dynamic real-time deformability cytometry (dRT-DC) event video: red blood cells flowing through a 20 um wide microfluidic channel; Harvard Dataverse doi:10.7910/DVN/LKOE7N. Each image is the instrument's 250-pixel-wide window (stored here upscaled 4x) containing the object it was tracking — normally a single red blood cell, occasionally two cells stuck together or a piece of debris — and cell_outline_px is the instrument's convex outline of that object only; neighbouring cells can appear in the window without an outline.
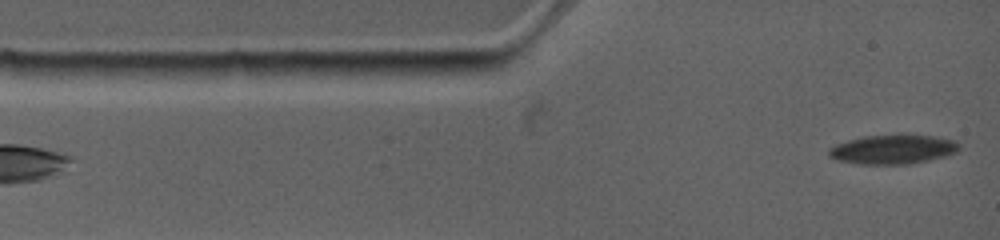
{"species": "common noctule bat (a hibernating species)", "species_latin": "Nyctalus noctula", "temperature_condition": "warm", "stored_images_in_passage": 3, "camera_frame_rate_fps": 4500, "um_per_image_px": 0.085, "animal": {"sex": "female", "body_mass_g": 19.0, "forearm_length_mm": 53.3}, "frame": {"image": 1, "passage_image": 1, "time_ms": 0.0, "image_size_px": [1000, 240], "cell_outline_px": [[960, 148], [956, 152], [948, 156], [908, 164], [860, 164], [836, 160], [828, 156], [828, 148], [836, 144], [848, 140], [864, 136], [936, 136], [956, 140], [960, 144]], "centroid_in_image_um": [75.91, 12.71], "position_along_channel_um": 9.1, "area_um2": 22.08}}
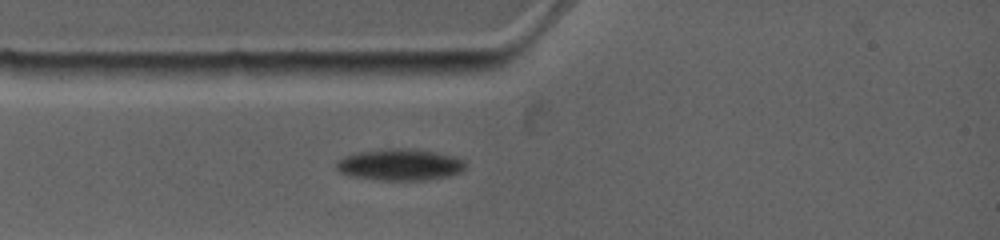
{"frame": {"image": 2, "passage_image": 3, "time_ms": 2.222, "image_size_px": [1000, 240], "cell_outline_px": [[464, 168], [460, 172], [448, 176], [428, 180], [380, 180], [348, 176], [340, 172], [336, 168], [336, 160], [344, 156], [356, 152], [388, 148], [404, 148], [436, 152], [456, 156], [464, 160]], "centroid_in_image_um": [33.96, 14.0], "position_along_channel_um": 51.0, "area_um2": 23.93}}